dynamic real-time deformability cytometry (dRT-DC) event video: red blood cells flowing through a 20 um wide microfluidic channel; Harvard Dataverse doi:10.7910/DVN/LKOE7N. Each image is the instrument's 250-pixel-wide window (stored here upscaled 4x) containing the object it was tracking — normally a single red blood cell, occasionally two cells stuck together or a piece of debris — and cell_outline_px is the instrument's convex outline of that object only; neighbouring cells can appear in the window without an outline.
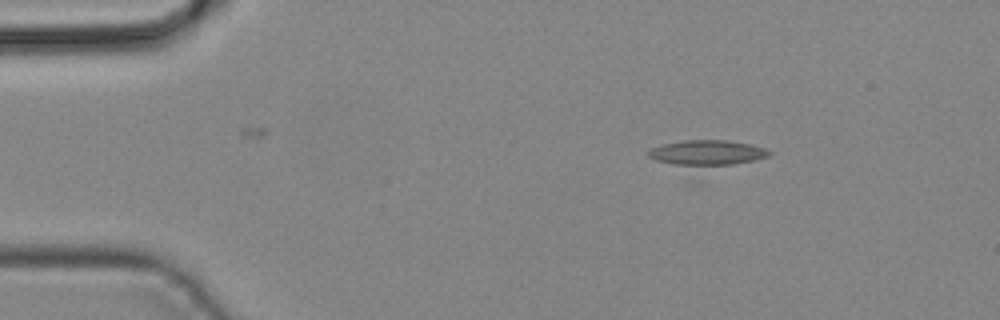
{"species": "common noctule bat (a hibernating species)", "species_latin": "Nyctalus noctula", "temperature_condition": "cold", "stored_images_in_passage": 5, "camera_frame_rate_fps": 3000, "um_per_image_px": 0.085, "animal": {"sex": "male", "body_mass_g": 19.2, "forearm_length_mm": 51.8}, "frame": {"image": 1, "passage_image": 1, "time_ms": 0.0, "image_size_px": [1000, 320], "cell_outline_px": [[772, 152], [768, 156], [752, 160], [732, 164], [676, 164], [656, 160], [648, 156], [648, 148], [660, 144], [684, 140], [728, 140], [748, 144], [764, 148]], "centroid_in_image_um": [60.05, 12.94], "position_along_channel_um": 24.9, "area_um2": 17.17}}